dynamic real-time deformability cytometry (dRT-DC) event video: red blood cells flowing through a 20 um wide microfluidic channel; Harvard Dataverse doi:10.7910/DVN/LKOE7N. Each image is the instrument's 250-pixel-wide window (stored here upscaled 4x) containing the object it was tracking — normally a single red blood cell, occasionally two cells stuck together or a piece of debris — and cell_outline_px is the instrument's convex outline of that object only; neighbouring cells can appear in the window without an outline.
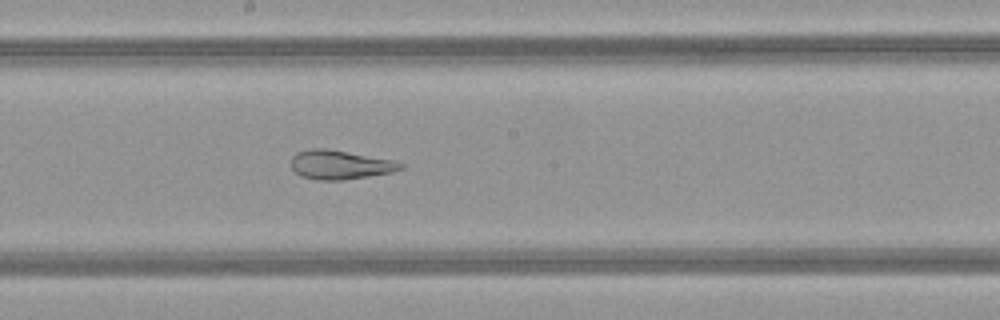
{"species": "common noctule bat (a hibernating species)", "species_latin": "Nyctalus noctula", "temperature_condition": "warm", "stored_images_in_passage": 18, "camera_frame_rate_fps": 3000, "um_per_image_px": 0.085, "animal": {"sex": "female", "body_mass_g": 21.9}, "frame": {"image": 1, "passage_image": 11, "time_ms": 3.333, "image_size_px": [1000, 320], "cell_outline_px": [[396, 168], [384, 172], [360, 176], [308, 176], [300, 172], [304, 152], [340, 152], [380, 160]], "centroid_in_image_um": [28.97, 14.01], "position_along_channel_um": 219.2, "area_um2": 12.83}}